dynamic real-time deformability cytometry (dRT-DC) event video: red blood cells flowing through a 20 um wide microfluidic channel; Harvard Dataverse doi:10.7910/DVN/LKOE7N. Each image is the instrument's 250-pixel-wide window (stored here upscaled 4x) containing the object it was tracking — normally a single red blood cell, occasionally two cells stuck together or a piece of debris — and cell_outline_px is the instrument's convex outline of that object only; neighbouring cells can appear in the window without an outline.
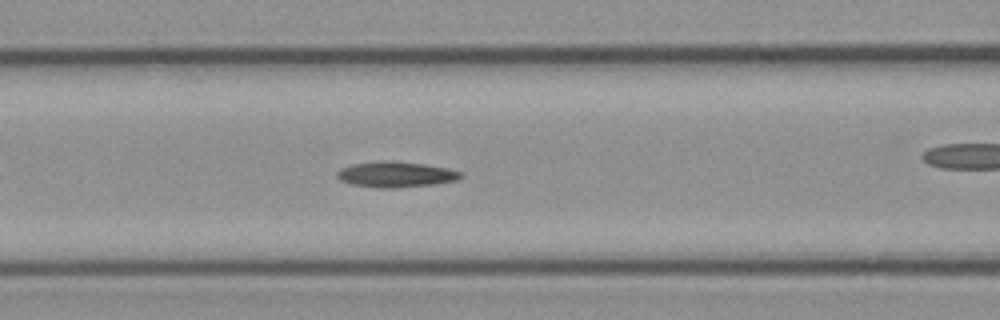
{"species": "common noctule bat (a hibernating species)", "species_latin": "Nyctalus noctula", "temperature_condition": "cold", "stored_images_in_passage": 37, "camera_frame_rate_fps": 3000, "um_per_image_px": 0.085, "animal": {"sex": "female", "body_mass_g": 21.9}, "frame": {"image": 1, "passage_image": 11, "time_ms": 3.333, "image_size_px": [1000, 320], "cell_outline_px": [[464, 176], [456, 180], [436, 184], [396, 188], [380, 188], [352, 184], [340, 180], [336, 176], [336, 172], [340, 168], [352, 164], [384, 160], [392, 160], [424, 164], [448, 168], [460, 172]], "centroid_in_image_um": [33.63, 14.82], "position_along_channel_um": 133.0, "area_um2": 18.61}}